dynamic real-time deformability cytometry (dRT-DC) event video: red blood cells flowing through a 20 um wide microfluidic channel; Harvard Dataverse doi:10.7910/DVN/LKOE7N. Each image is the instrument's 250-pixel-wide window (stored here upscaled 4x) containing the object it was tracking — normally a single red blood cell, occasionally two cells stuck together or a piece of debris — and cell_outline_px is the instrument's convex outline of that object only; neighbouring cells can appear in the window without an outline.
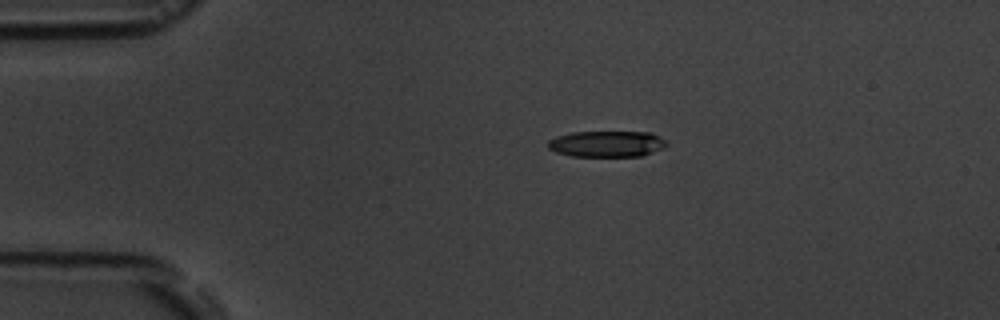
{"species": "common noctule bat (a hibernating species)", "species_latin": "Nyctalus noctula", "temperature_condition": "room temperature", "stored_images_in_passage": 6, "camera_frame_rate_fps": 3000, "um_per_image_px": 0.085, "animal": {"sex": "male", "body_mass_g": 19.5, "forearm_length_mm": 54.6}, "frame": {"image": 1, "passage_image": 1, "time_ms": 0.0, "image_size_px": [1000, 320], "cell_outline_px": [[668, 144], [652, 152], [640, 156], [572, 156], [556, 152], [548, 148], [548, 140], [556, 136], [572, 132], [648, 132], [660, 136]], "centroid_in_image_um": [51.54, 12.22], "position_along_channel_um": 33.5, "area_um2": 17.92}}
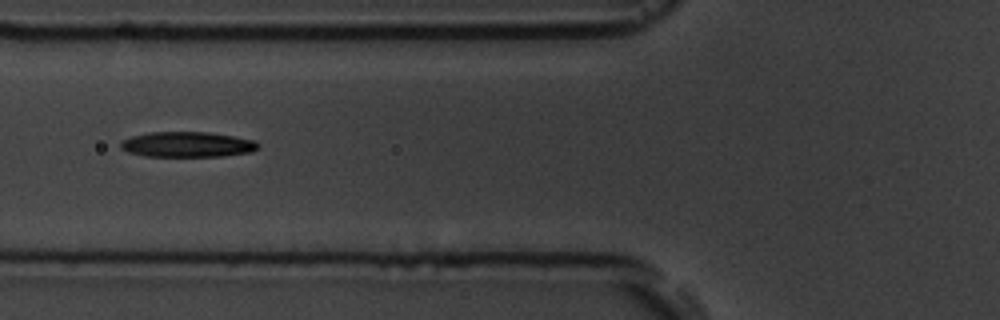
{"frame": {"image": 2, "passage_image": 4, "time_ms": 3.333, "image_size_px": [1000, 320], "cell_outline_px": [[260, 144], [252, 152], [224, 156], [144, 156], [128, 152], [120, 148], [120, 140], [132, 136], [148, 132], [208, 132], [256, 140]], "centroid_in_image_um": [15.9, 12.28], "position_along_channel_um": 109.9, "area_um2": 20.4}}
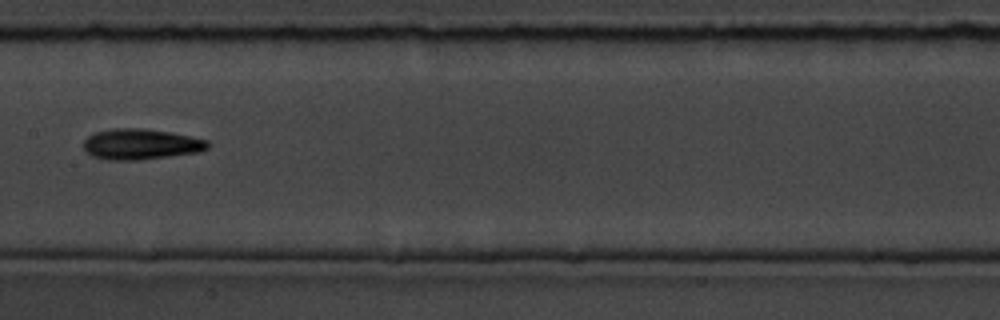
{"frame": {"image": 3, "passage_image": 6, "time_ms": 5.667, "image_size_px": [1000, 320], "cell_outline_px": [[208, 148], [200, 152], [140, 160], [108, 160], [92, 156], [84, 148], [84, 140], [88, 136], [96, 132], [112, 128], [144, 128], [172, 132], [208, 140]], "centroid_in_image_um": [11.98, 12.25], "position_along_channel_um": 195.4, "area_um2": 22.31}}